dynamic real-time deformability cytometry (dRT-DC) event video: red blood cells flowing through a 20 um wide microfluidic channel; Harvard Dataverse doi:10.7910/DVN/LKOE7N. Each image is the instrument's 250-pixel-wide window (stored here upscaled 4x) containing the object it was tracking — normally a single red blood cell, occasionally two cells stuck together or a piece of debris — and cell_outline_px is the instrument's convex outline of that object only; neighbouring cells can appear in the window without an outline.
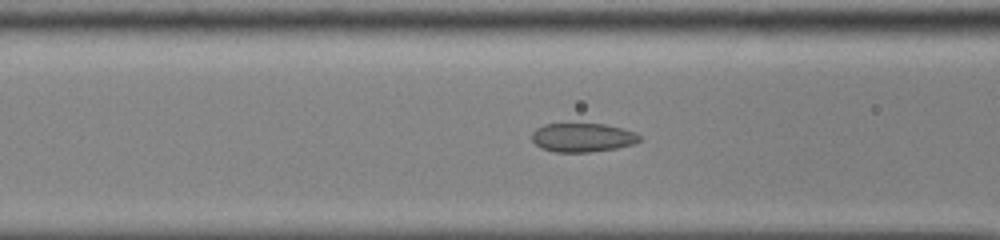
{"species": "common noctule bat (a hibernating species)", "species_latin": "Nyctalus noctula", "temperature_condition": "cold", "stored_images_in_passage": 55, "camera_frame_rate_fps": 3000, "um_per_image_px": 0.085, "animal": {"sex": "male", "body_mass_g": 13.0, "forearm_length_mm": 53.1}, "frame": {"image": 1, "passage_image": 24, "time_ms": 7.667, "image_size_px": [1000, 240], "cell_outline_px": [[640, 140], [632, 144], [616, 148], [588, 152], [556, 152], [540, 148], [532, 140], [532, 132], [536, 128], [544, 124], [604, 124], [636, 132], [640, 136]], "centroid_in_image_um": [49.49, 11.69], "position_along_channel_um": 117.1, "area_um2": 17.98}}
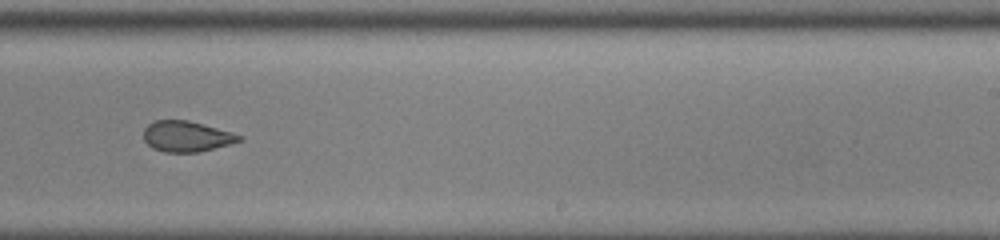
{"frame": {"image": 2, "passage_image": 36, "time_ms": 11.667, "image_size_px": [1000, 240], "cell_outline_px": [[244, 140], [232, 144], [200, 152], [164, 152], [152, 148], [144, 140], [144, 128], [148, 124], [156, 120], [188, 120], [232, 132], [244, 136]], "centroid_in_image_um": [15.9, 11.6], "position_along_channel_um": 273.1, "area_um2": 17.28}}
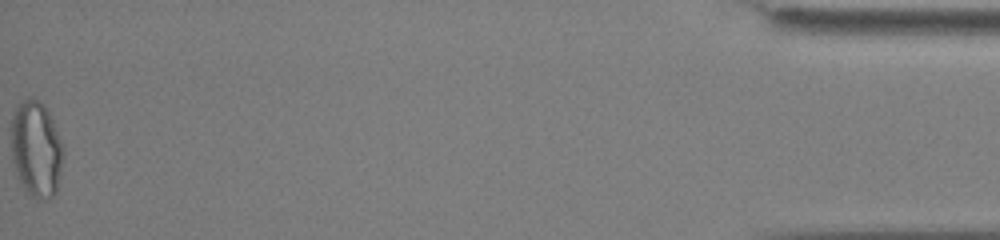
{"frame": {"image": 3, "passage_image": 55, "time_ms": 18.0, "image_size_px": [1000, 240], "cell_outline_px": [[64, 156], [56, 192], [52, 196], [28, 196], [16, 172], [12, 160], [12, 116], [16, 104], [32, 96], [40, 100], [48, 112], [52, 120], [64, 148]], "centroid_in_image_um": [3.08, 12.61], "position_along_channel_um": 432.1, "area_um2": 28.9}, "authors_computed_cell_mechanics": {"area_um2": 20.23, "velocity_mm_per_s": 3.9048, "shape_relaxation_time_tau1_ms": 3.0952, "shape_relaxation_time_tau2_ms": 3.06, "deformation_change_tau1": 0.0771, "deformation_change_tau2": 0.0625}}